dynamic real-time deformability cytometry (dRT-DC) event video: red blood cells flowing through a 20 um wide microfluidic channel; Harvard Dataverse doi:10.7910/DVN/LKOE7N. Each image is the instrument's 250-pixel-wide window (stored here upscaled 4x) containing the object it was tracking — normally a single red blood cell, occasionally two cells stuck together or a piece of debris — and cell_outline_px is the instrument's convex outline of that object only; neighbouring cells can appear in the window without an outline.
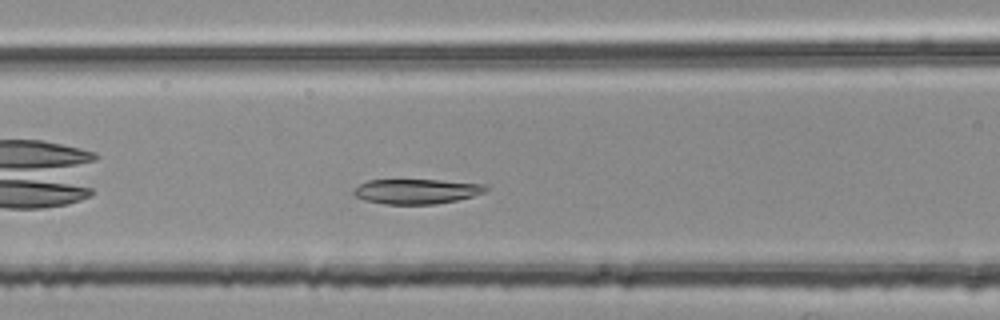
{"species": "common noctule bat (a hibernating species)", "species_latin": "Nyctalus noctula", "temperature_condition": "room temperature", "stored_images_in_passage": 33, "camera_frame_rate_fps": 3000, "um_per_image_px": 0.085, "animal": {"sex": "female", "body_mass_g": 25.1}, "frame": {"image": 1, "passage_image": 8, "time_ms": 2.333, "image_size_px": [1000, 320], "cell_outline_px": [[488, 188], [484, 192], [472, 196], [456, 200], [436, 204], [384, 204], [364, 200], [356, 196], [352, 192], [360, 184], [368, 180], [440, 180], [488, 184]], "centroid_in_image_um": [35.42, 16.26], "position_along_channel_um": 131.2, "area_um2": 19.13}}
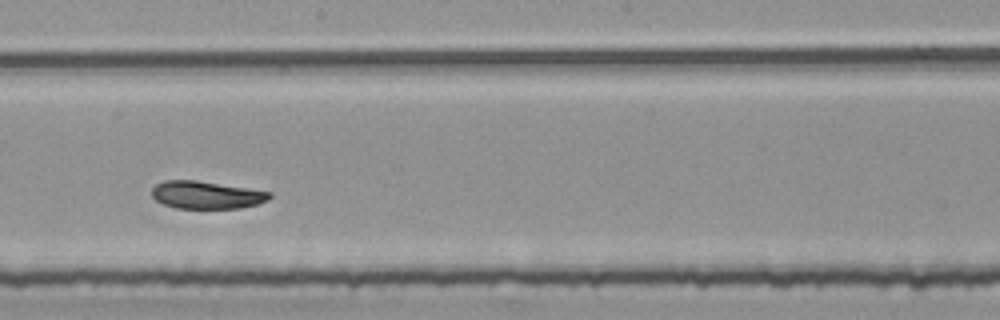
{"frame": {"image": 2, "passage_image": 16, "time_ms": 5.0, "image_size_px": [1000, 320], "cell_outline_px": [[272, 196], [268, 200], [256, 204], [240, 208], [176, 208], [164, 204], [156, 200], [152, 196], [152, 188], [156, 184], [164, 180], [196, 180], [272, 192]], "centroid_in_image_um": [17.54, 16.56], "position_along_channel_um": 230.7, "area_um2": 18.84}}
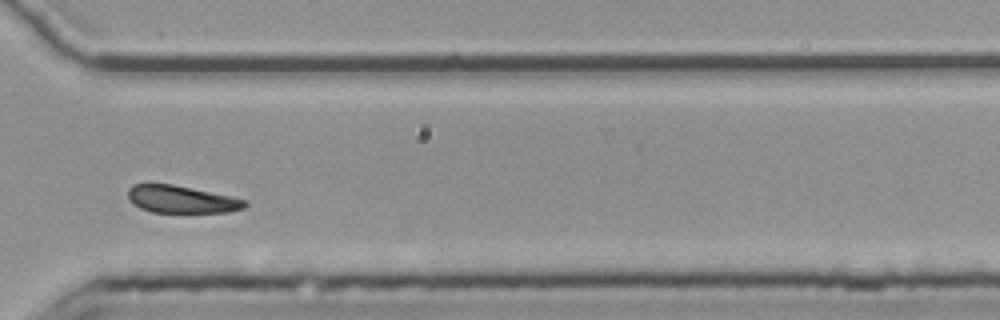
{"frame": {"image": 3, "passage_image": 26, "time_ms": 8.333, "image_size_px": [1000, 320], "cell_outline_px": [[248, 204], [244, 208], [228, 212], [152, 212], [140, 208], [132, 204], [128, 200], [128, 188], [132, 184], [172, 184], [232, 196], [248, 200]], "centroid_in_image_um": [15.42, 16.94], "position_along_channel_um": 355.2, "area_um2": 18.79}, "authors_computed_cell_mechanics": {"area_um2": 19.8254, "velocity_mm_per_s": 3.7361, "shape_relaxation_time_tau1_ms": 4.2407, "shape_relaxation_time_tau2_ms": 7.0714, "deformation_change_tau1": 0.1402, "deformation_change_tau2": 0.127}}